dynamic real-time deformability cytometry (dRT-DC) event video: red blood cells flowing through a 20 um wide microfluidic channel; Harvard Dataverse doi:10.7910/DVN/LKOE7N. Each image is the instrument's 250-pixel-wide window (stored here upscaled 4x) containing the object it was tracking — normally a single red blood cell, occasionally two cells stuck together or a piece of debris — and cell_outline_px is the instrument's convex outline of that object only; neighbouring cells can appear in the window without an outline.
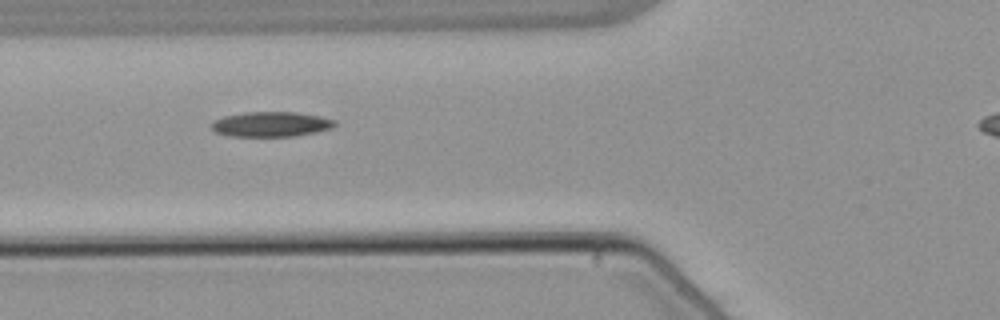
{"species": "common noctule bat (a hibernating species)", "species_latin": "Nyctalus noctula", "temperature_condition": "warm", "stored_images_in_passage": 32, "camera_frame_rate_fps": 3000, "um_per_image_px": 0.085, "animal": {"sex": "male", "body_mass_g": 21.5, "forearm_length_mm": 52.0}, "frame": {"image": 1, "passage_image": 4, "time_ms": 1.0, "image_size_px": [1000, 320], "cell_outline_px": [[336, 124], [332, 128], [316, 132], [296, 136], [228, 136], [216, 132], [212, 128], [212, 124], [216, 120], [224, 116], [244, 112], [296, 112], [320, 116], [336, 120]], "centroid_in_image_um": [23.07, 10.56], "position_along_channel_um": 102.7, "area_um2": 17.92}}
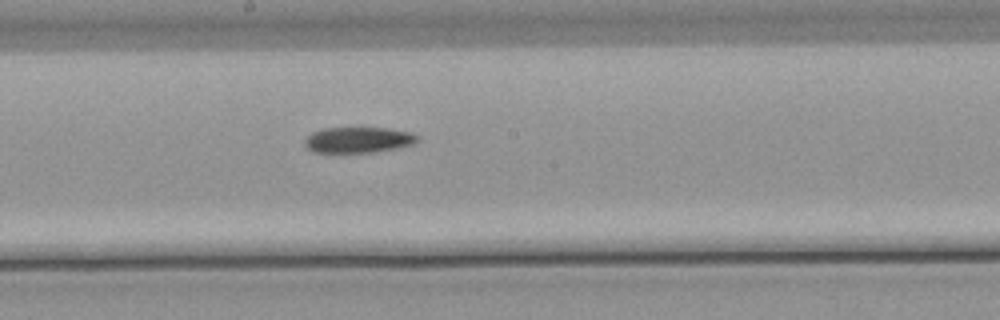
{"frame": {"image": 2, "passage_image": 13, "time_ms": 4.0, "image_size_px": [1000, 320], "cell_outline_px": [[420, 136], [412, 144], [400, 148], [372, 152], [312, 152], [304, 144], [304, 140], [312, 132], [320, 128], [388, 128], [412, 132]], "centroid_in_image_um": [30.46, 11.88], "position_along_channel_um": 217.7, "area_um2": 16.99}}
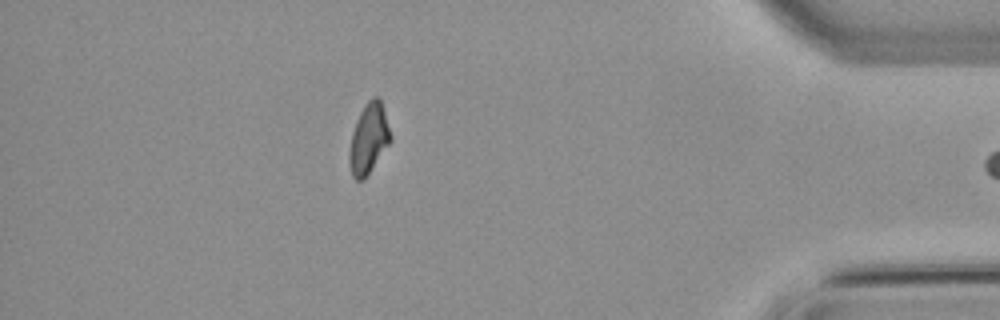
{"frame": {"image": 3, "passage_image": 31, "time_ms": 10.0, "image_size_px": [1000, 320], "cell_outline_px": [[392, 140], [364, 180], [356, 180], [352, 176], [348, 160], [348, 152], [352, 132], [356, 120], [364, 104], [372, 96], [380, 96], [392, 136]], "centroid_in_image_um": [31.34, 11.77], "position_along_channel_um": 403.9, "area_um2": 17.17}}